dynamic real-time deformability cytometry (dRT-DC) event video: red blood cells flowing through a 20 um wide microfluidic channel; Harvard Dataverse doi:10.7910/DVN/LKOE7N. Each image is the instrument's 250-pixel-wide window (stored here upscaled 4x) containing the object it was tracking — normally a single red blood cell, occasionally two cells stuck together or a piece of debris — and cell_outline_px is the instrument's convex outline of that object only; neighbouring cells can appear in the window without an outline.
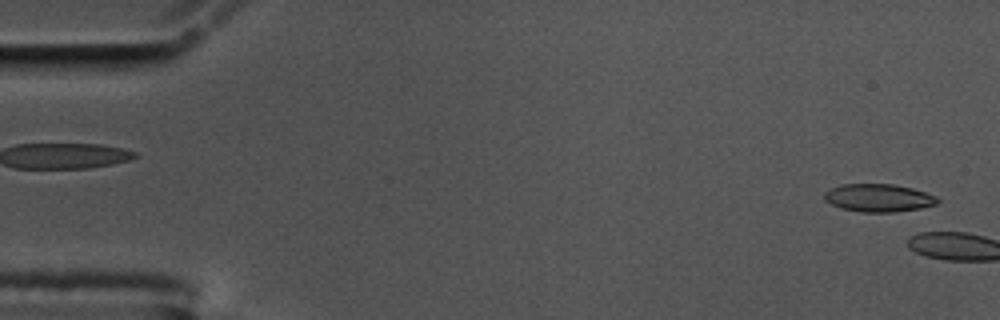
{"species": "common noctule bat (a hibernating species)", "species_latin": "Nyctalus noctula", "temperature_condition": "cold", "stored_images_in_passage": 4, "camera_frame_rate_fps": 3000, "um_per_image_px": 0.085, "animal": {"sex": "male", "body_mass_g": 17.5, "forearm_length_mm": 52.3}, "frame": {"image": 1, "passage_image": 2, "time_ms": 0.333, "image_size_px": [1000, 320], "cell_outline_px": [[940, 200], [936, 204], [920, 208], [896, 212], [860, 212], [840, 208], [824, 200], [824, 192], [828, 188], [840, 184], [892, 184], [912, 188], [936, 196]], "centroid_in_image_um": [74.63, 16.82], "position_along_channel_um": 10.4, "area_um2": 18.5}}